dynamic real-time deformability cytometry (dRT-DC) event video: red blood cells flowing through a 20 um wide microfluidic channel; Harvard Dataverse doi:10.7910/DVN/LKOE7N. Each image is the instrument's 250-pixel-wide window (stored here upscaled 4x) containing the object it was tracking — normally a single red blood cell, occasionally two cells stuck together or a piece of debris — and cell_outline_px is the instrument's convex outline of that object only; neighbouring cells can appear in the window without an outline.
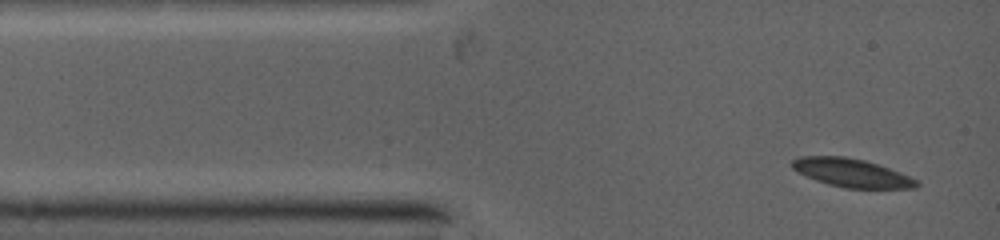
{"species": "common noctule bat (a hibernating species)", "species_latin": "Nyctalus noctula", "temperature_condition": "warm", "stored_images_in_passage": 4, "camera_frame_rate_fps": 5000, "um_per_image_px": 0.085, "animal": {"sex": "female", "body_mass_g": 19.0, "forearm_length_mm": 53.3}, "frame": {"image": 1, "passage_image": 1, "time_ms": 0.0, "image_size_px": [1000, 240], "cell_outline_px": [[920, 184], [916, 188], [844, 188], [828, 184], [816, 180], [792, 168], [792, 160], [800, 156], [844, 156], [864, 160], [888, 168], [908, 176], [916, 180]], "centroid_in_image_um": [72.38, 14.69], "position_along_channel_um": 12.6, "area_um2": 20.23}}
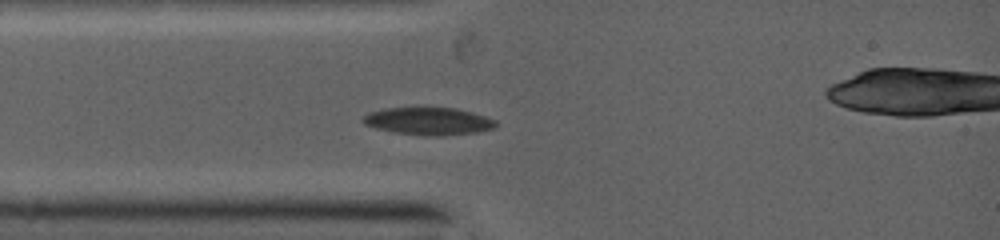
{"frame": {"image": 2, "passage_image": 4, "time_ms": 1.8, "image_size_px": [1000, 240], "cell_outline_px": [[496, 124], [492, 128], [476, 132], [436, 136], [396, 132], [376, 128], [364, 124], [360, 120], [368, 112], [384, 108], [456, 108], [484, 116], [496, 120]], "centroid_in_image_um": [36.37, 10.29], "position_along_channel_um": 48.6, "area_um2": 20.87}}